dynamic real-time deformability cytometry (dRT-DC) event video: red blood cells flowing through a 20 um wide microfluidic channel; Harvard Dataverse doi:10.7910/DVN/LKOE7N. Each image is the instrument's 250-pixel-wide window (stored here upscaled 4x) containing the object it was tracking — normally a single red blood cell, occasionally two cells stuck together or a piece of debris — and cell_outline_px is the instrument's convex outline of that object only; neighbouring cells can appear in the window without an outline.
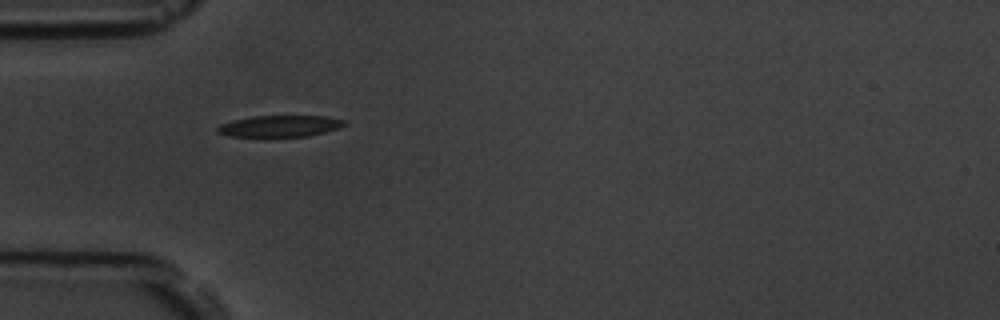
{"species": "common noctule bat (a hibernating species)", "species_latin": "Nyctalus noctula", "temperature_condition": "room temperature", "stored_images_in_passage": 2, "camera_frame_rate_fps": 3000, "um_per_image_px": 0.085, "animal": {"sex": "male", "body_mass_g": 19.5, "forearm_length_mm": 54.6}, "frame": {"image": 1, "passage_image": 1, "time_ms": 0.0, "image_size_px": [1000, 320], "cell_outline_px": [[348, 124], [324, 132], [308, 136], [272, 140], [228, 136], [216, 132], [216, 128], [220, 124], [232, 120], [252, 116], [324, 116], [348, 120]], "centroid_in_image_um": [23.72, 10.77], "position_along_channel_um": 61.3, "area_um2": 16.99}}
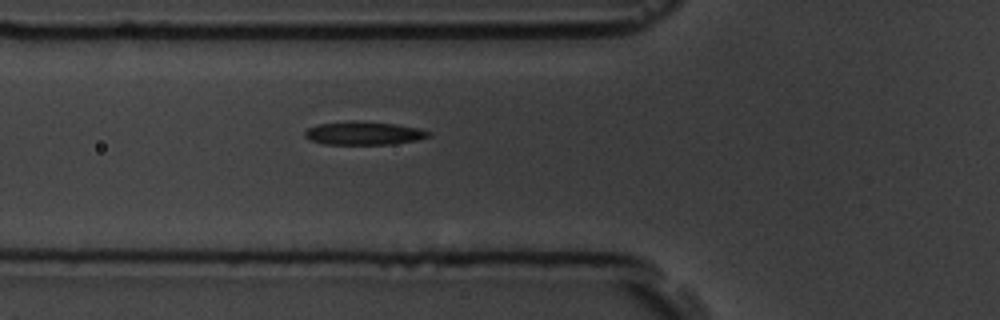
{"frame": {"image": 2, "passage_image": 2, "time_ms": 1.0, "image_size_px": [1000, 320], "cell_outline_px": [[432, 136], [416, 140], [392, 144], [324, 144], [312, 140], [304, 136], [304, 132], [308, 128], [316, 124], [356, 120], [360, 120], [396, 124], [420, 128], [432, 132]], "centroid_in_image_um": [30.95, 11.31], "position_along_channel_um": 94.8, "area_um2": 16.99}}